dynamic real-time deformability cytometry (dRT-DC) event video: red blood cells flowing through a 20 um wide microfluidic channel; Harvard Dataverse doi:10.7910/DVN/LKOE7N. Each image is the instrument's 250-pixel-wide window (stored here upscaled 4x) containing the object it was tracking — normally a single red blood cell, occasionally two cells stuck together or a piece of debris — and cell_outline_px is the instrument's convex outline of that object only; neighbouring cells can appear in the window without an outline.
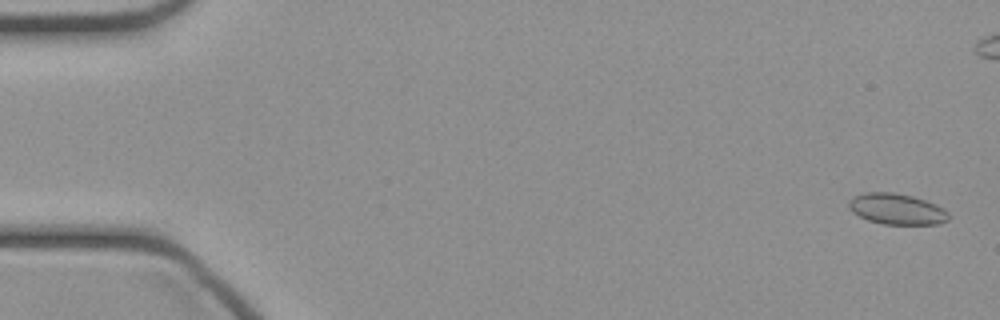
{"species": "common noctule bat (a hibernating species)", "species_latin": "Nyctalus noctula", "temperature_condition": "cold", "stored_images_in_passage": 5, "camera_frame_rate_fps": 3000, "um_per_image_px": 0.085, "animal": {"sex": "female", "body_mass_g": 21.9}, "frame": {"image": 1, "passage_image": 2, "time_ms": 0.333, "image_size_px": [1000, 320], "cell_outline_px": [[948, 220], [940, 224], [884, 224], [868, 220], [852, 212], [848, 208], [848, 200], [852, 196], [864, 192], [892, 192], [912, 196], [936, 204], [944, 208], [948, 212]], "centroid_in_image_um": [76.2, 17.76], "position_along_channel_um": 8.8, "area_um2": 18.09}}